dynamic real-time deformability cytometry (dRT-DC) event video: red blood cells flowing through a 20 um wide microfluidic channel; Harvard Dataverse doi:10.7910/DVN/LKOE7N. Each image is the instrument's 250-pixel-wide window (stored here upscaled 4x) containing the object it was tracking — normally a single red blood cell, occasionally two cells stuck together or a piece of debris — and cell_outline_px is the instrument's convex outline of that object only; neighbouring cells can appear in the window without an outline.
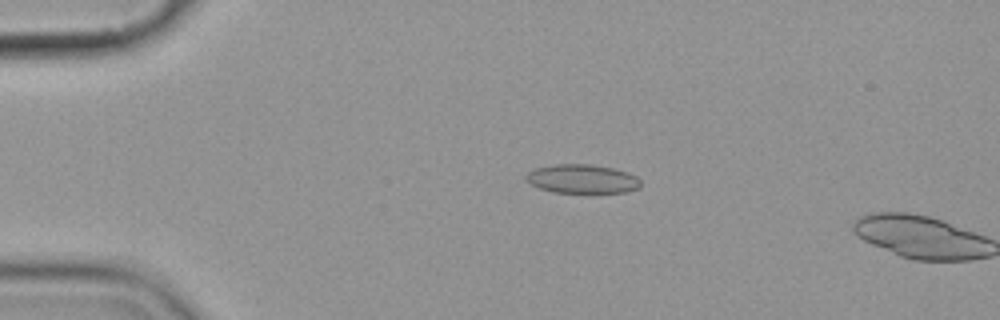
{"species": "common noctule bat (a hibernating species)", "species_latin": "Nyctalus noctula", "temperature_condition": "cold", "stored_images_in_passage": 5, "camera_frame_rate_fps": 3000, "um_per_image_px": 0.085, "animal": {"sex": "female", "body_mass_g": 19.9}, "frame": {"image": 1, "passage_image": 4, "time_ms": 3.333, "image_size_px": [1000, 320], "cell_outline_px": [[640, 188], [624, 192], [552, 192], [540, 188], [524, 180], [524, 176], [528, 172], [536, 168], [556, 164], [592, 164], [612, 168], [628, 172], [636, 176], [640, 180]], "centroid_in_image_um": [49.48, 15.2], "position_along_channel_um": 35.5, "area_um2": 19.25}}